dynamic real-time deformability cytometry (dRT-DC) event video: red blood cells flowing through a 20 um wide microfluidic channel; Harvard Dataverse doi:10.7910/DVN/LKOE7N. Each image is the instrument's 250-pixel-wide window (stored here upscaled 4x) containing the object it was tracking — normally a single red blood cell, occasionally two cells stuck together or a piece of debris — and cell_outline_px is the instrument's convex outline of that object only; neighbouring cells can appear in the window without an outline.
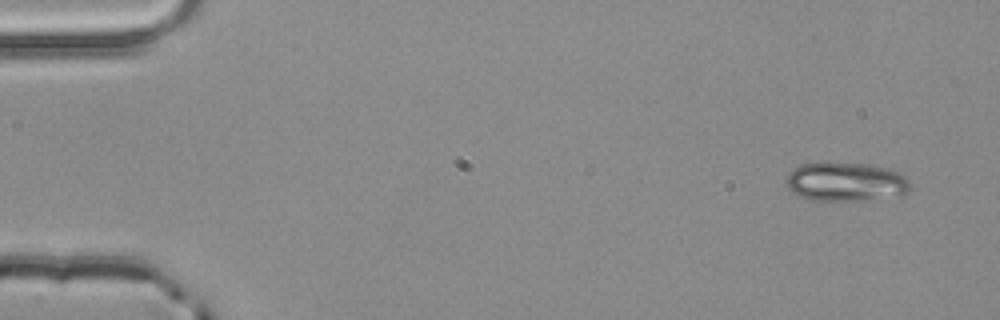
{"species": "common noctule bat (a hibernating species)", "species_latin": "Nyctalus noctula", "temperature_condition": "room temperature", "stored_images_in_passage": 3, "camera_frame_rate_fps": 3000, "um_per_image_px": 0.085, "animal": {"sex": "male", "body_mass_g": 20.4}, "frame": {"image": 1, "passage_image": 1, "time_ms": 0.0, "image_size_px": [1000, 320], "cell_outline_px": [[908, 188], [904, 196], [856, 200], [812, 200], [800, 196], [792, 192], [788, 188], [788, 172], [800, 164], [824, 160], [872, 164], [888, 168], [904, 176], [908, 180]], "centroid_in_image_um": [71.86, 15.41], "position_along_channel_um": 13.1, "area_um2": 28.61}}